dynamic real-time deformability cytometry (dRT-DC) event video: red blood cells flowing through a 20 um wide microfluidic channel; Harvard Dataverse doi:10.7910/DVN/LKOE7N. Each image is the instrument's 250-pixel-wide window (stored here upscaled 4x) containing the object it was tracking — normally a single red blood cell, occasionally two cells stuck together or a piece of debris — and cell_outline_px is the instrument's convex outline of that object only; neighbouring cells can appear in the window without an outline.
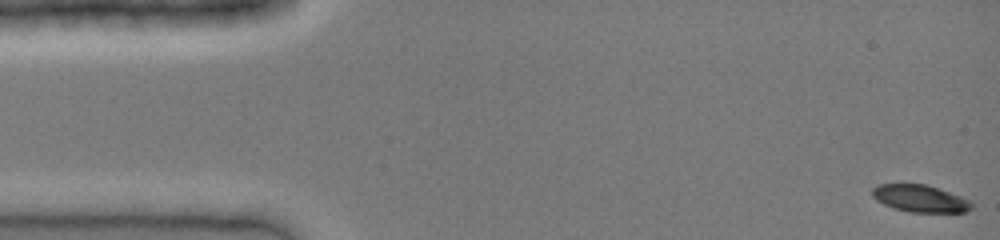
{"species": "common noctule bat (a hibernating species)", "species_latin": "Nyctalus noctula", "temperature_condition": "cold", "stored_images_in_passage": 40, "camera_frame_rate_fps": 3000, "um_per_image_px": 0.085, "animal": {"sex": "female", "body_mass_g": 19.0, "forearm_length_mm": 51.5}, "frame": {"image": 1, "passage_image": 1, "time_ms": 0.0, "image_size_px": [1000, 240], "cell_outline_px": [[976, 204], [968, 212], [908, 212], [884, 204], [876, 200], [872, 196], [872, 188], [880, 184], [924, 184], [972, 200]], "centroid_in_image_um": [78.26, 16.88], "position_along_channel_um": 6.7, "area_um2": 15.72}}
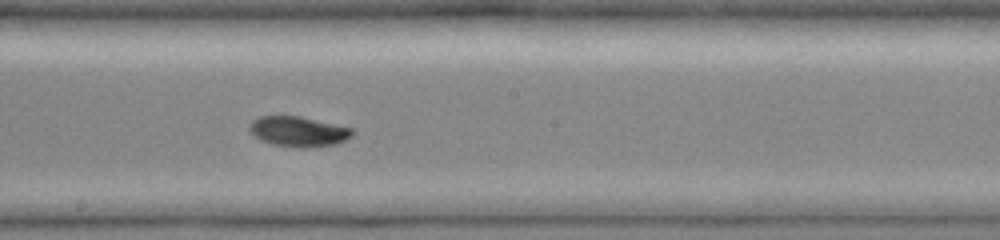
{"frame": {"image": 2, "passage_image": 23, "time_ms": 7.333, "image_size_px": [1000, 240], "cell_outline_px": [[356, 132], [352, 136], [336, 144], [304, 148], [296, 148], [272, 144], [260, 140], [248, 128], [252, 120], [260, 116], [300, 116], [352, 128]], "centroid_in_image_um": [25.37, 11.18], "position_along_channel_um": 222.8, "area_um2": 18.09}}
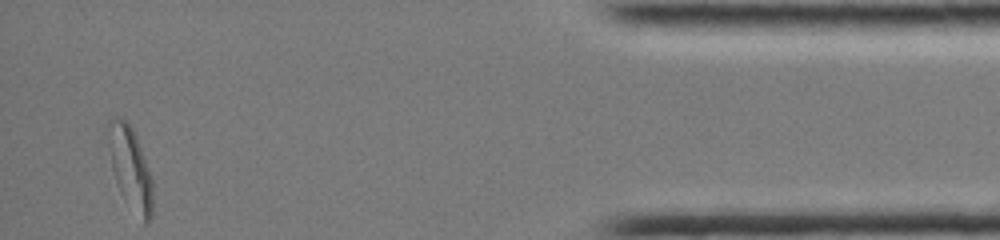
{"frame": {"image": 3, "passage_image": 40, "time_ms": 13.0, "image_size_px": [1000, 240], "cell_outline_px": [[152, 216], [144, 224], [124, 200], [120, 192], [100, 140], [104, 124], [108, 120], [116, 116], [124, 116], [132, 128], [136, 136], [152, 176]], "centroid_in_image_um": [10.92, 14.11], "position_along_channel_um": 424.3, "area_um2": 23.24}}